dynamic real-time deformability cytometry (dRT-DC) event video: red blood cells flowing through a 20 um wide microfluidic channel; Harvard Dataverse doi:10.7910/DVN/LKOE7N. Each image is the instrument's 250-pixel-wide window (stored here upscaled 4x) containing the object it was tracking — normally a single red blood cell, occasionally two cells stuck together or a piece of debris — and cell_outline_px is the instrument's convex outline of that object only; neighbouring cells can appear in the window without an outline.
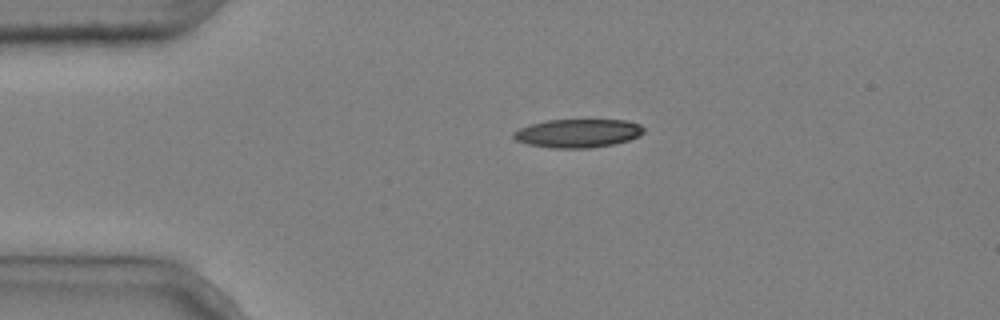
{"species": "common noctule bat (a hibernating species)", "species_latin": "Nyctalus noctula", "temperature_condition": "cold", "stored_images_in_passage": 2, "camera_frame_rate_fps": 3000, "um_per_image_px": 0.085, "animal": {"sex": "male", "body_mass_g": 20.4}, "frame": {"image": 1, "passage_image": 1, "time_ms": 0.0, "image_size_px": [1000, 320], "cell_outline_px": [[644, 132], [640, 136], [628, 140], [612, 144], [588, 148], [552, 148], [528, 144], [516, 140], [512, 136], [512, 132], [528, 124], [544, 120], [628, 120], [640, 124], [644, 128]], "centroid_in_image_um": [49.1, 11.31], "position_along_channel_um": 35.9, "area_um2": 21.73}}